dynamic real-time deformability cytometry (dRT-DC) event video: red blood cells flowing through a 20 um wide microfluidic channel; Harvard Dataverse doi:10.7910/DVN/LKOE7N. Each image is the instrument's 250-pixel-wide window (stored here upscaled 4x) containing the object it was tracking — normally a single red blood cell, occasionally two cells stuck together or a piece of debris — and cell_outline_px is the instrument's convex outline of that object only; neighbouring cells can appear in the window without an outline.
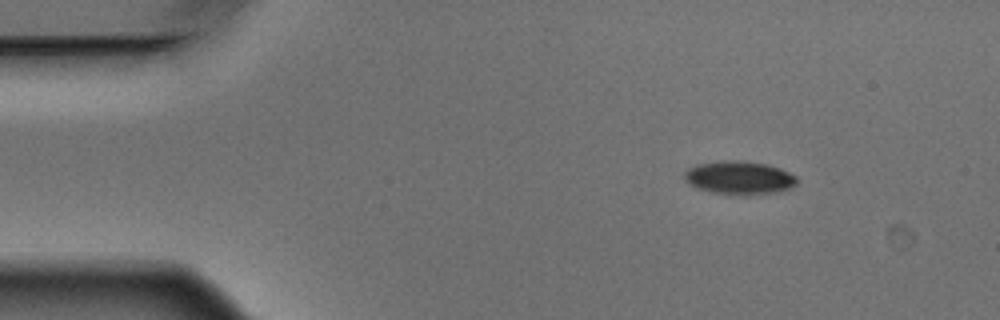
{"species": "Egyptian fruit bat (a non-hibernating species)", "species_latin": "Rousettus aegyptiacus", "temperature_condition": "warm", "stored_images_in_passage": 4, "camera_frame_rate_fps": 3000, "um_per_image_px": 0.085, "animal": {"sex": "male"}, "frame": {"image": 1, "passage_image": 2, "time_ms": 0.333, "image_size_px": [1000, 320], "cell_outline_px": [[796, 184], [792, 188], [776, 192], [712, 192], [696, 188], [688, 184], [684, 180], [684, 172], [688, 168], [696, 164], [720, 160], [744, 160], [768, 164], [780, 168], [796, 176]], "centroid_in_image_um": [62.79, 15.05], "position_along_channel_um": 22.2, "area_um2": 21.39}}